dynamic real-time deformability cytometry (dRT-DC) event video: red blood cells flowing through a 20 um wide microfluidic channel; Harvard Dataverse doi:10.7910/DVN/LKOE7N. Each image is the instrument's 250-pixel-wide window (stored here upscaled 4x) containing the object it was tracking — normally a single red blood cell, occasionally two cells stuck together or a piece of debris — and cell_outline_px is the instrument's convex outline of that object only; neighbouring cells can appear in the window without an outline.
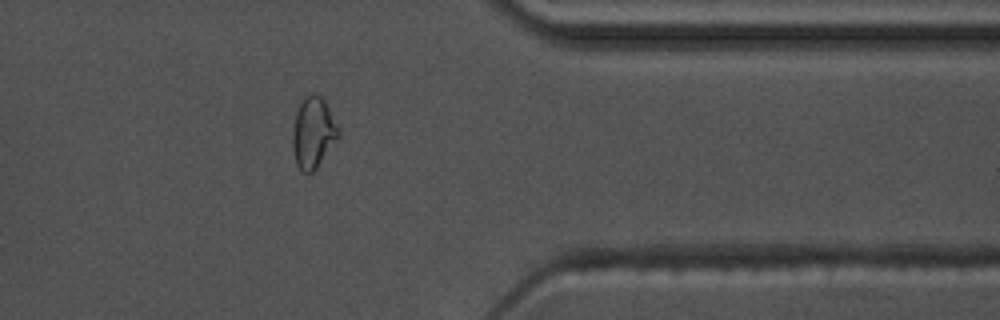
{"species": "common noctule bat (a hibernating species)", "species_latin": "Nyctalus noctula", "temperature_condition": "warm", "stored_images_in_passage": 41, "camera_frame_rate_fps": 3000, "um_per_image_px": 0.085, "animal": {"sex": "male", "body_mass_g": 17.5, "forearm_length_mm": 52.3}, "frame": {"image": 1, "passage_image": 30, "time_ms": 9.667, "image_size_px": [1000, 320], "cell_outline_px": [[340, 136], [316, 168], [312, 172], [304, 172], [296, 164], [292, 148], [292, 128], [296, 112], [300, 100], [304, 96], [316, 92], [324, 100], [340, 128]], "centroid_in_image_um": [26.61, 11.24], "position_along_channel_um": 384.8, "area_um2": 19.19}, "authors_computed_cell_mechanics": {"area_um2": 16.9354, "velocity_mm_per_s": 3.6392, "shape_relaxation_time_tau1_ms": null, "shape_relaxation_time_tau2_ms": 1.8272, "deformation_change_tau1": null, "deformation_change_tau2": 0.0611}}